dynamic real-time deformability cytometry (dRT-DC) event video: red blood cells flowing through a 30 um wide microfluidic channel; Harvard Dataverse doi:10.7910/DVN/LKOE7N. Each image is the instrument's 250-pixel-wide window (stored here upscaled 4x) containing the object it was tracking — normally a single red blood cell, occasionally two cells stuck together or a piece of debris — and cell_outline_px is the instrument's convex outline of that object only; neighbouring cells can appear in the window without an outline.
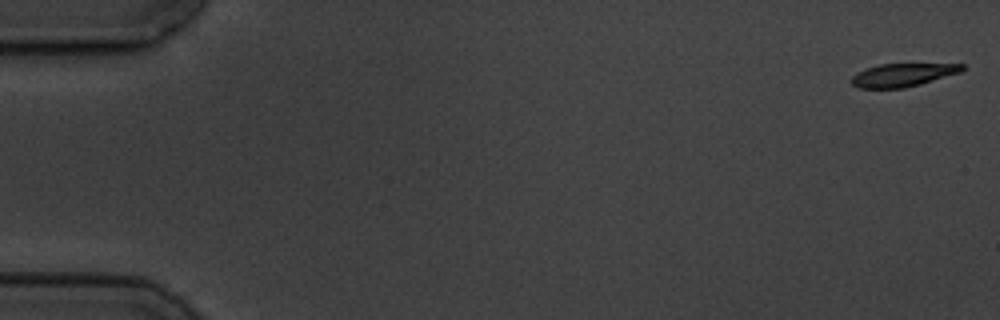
{"species": "common noctule bat (a hibernating species)", "species_latin": "Nyctalus noctula", "temperature_condition": "cold", "stored_images_in_passage": 2, "segment_of_instrument_passage": [2, 2], "camera_frame_rate_fps": 3000, "um_per_image_px": 0.085, "animal": {"sex": "male", "body_mass_g": 19.5, "forearm_length_mm": 54.6}, "frame": {"image": 1, "passage_image": 2, "time_ms": 2.0, "image_size_px": [1000, 320], "cell_outline_px": [[964, 68], [960, 72], [920, 84], [904, 88], [856, 88], [848, 80], [852, 76], [868, 68], [880, 64], [964, 64]], "centroid_in_image_um": [76.69, 6.38], "position_along_channel_um": 8.3, "area_um2": 14.74}}